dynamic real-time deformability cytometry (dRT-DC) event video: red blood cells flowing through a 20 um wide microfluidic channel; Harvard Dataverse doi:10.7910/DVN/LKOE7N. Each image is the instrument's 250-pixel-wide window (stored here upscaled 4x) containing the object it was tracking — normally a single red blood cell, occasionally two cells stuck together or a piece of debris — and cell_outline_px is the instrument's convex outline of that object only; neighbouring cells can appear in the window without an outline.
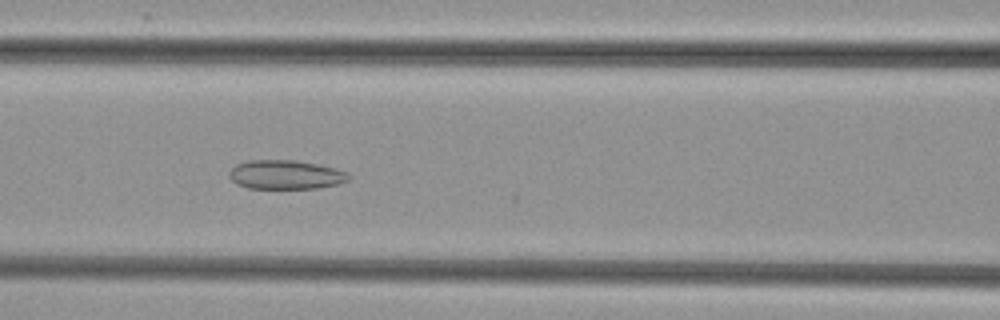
{"species": "common noctule bat (a hibernating species)", "species_latin": "Nyctalus noctula", "temperature_condition": "cold", "stored_images_in_passage": 51, "camera_frame_rate_fps": 3000, "um_per_image_px": 0.085, "animal": {"sex": "female", "body_mass_g": 29.2, "forearm_length_mm": 56.3}, "frame": {"image": 1, "passage_image": 22, "time_ms": 7.0, "image_size_px": [1000, 320], "cell_outline_px": [[352, 176], [348, 180], [336, 184], [316, 188], [248, 188], [236, 184], [228, 176], [228, 172], [236, 164], [248, 160], [296, 160], [336, 168], [348, 172]], "centroid_in_image_um": [24.26, 14.84], "position_along_channel_um": 142.3, "area_um2": 20.29}}
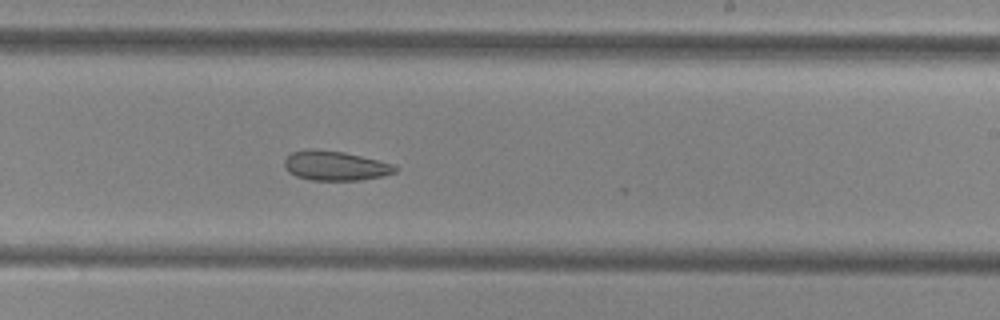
{"frame": {"image": 2, "passage_image": 31, "time_ms": 10.0, "image_size_px": [1000, 320], "cell_outline_px": [[396, 172], [384, 176], [360, 180], [312, 180], [296, 176], [288, 172], [284, 164], [284, 160], [292, 152], [312, 148], [344, 152], [392, 164], [396, 168]], "centroid_in_image_um": [28.46, 14.09], "position_along_channel_um": 260.5, "area_um2": 18.9}}
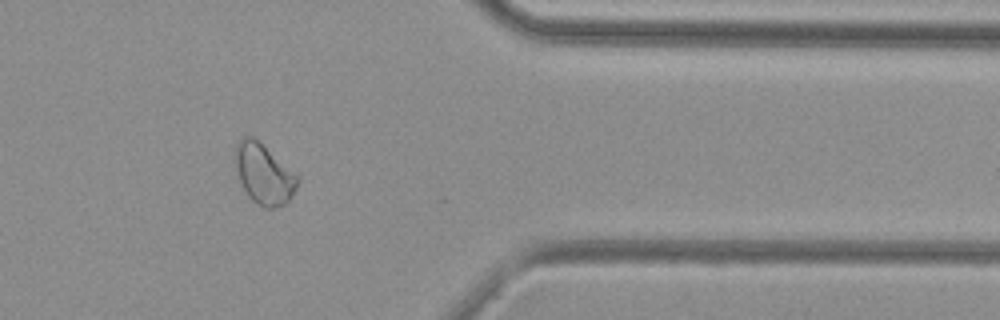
{"frame": {"image": 3, "passage_image": 42, "time_ms": 13.667, "image_size_px": [1000, 320], "cell_outline_px": [[300, 180], [292, 196], [284, 204], [272, 208], [264, 208], [252, 200], [248, 196], [236, 172], [232, 160], [232, 156], [236, 144], [244, 136], [252, 136], [300, 176]], "centroid_in_image_um": [22.4, 14.77], "position_along_channel_um": 389.0, "area_um2": 22.08}}